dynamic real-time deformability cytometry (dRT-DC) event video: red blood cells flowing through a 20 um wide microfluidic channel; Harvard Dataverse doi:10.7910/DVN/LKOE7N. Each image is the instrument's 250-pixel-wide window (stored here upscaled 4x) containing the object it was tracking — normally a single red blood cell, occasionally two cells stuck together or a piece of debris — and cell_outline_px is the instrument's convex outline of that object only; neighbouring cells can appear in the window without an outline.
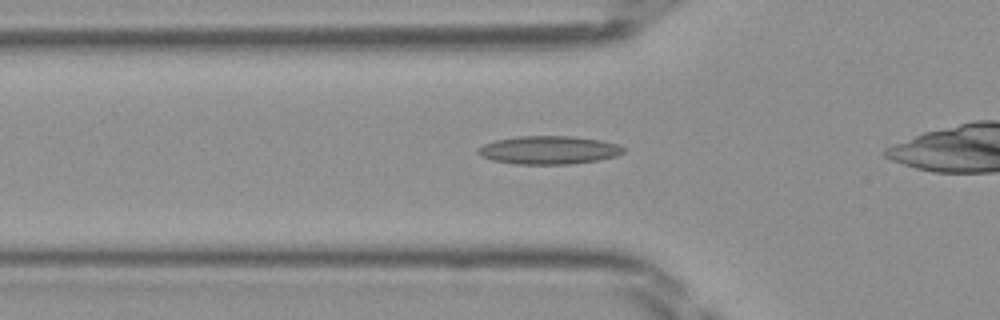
{"species": "Egyptian fruit bat (a non-hibernating species)", "species_latin": "Rousettus aegyptiacus", "temperature_condition": "room temperature", "stored_images_in_passage": 31, "camera_frame_rate_fps": 3000, "um_per_image_px": 0.085, "frame": {"image": 1, "passage_image": 5, "time_ms": 1.333, "image_size_px": [1000, 320], "cell_outline_px": [[624, 152], [616, 156], [600, 160], [572, 164], [516, 164], [492, 160], [480, 156], [476, 152], [476, 148], [484, 144], [496, 140], [520, 136], [572, 136], [600, 140], [616, 144], [624, 148]], "centroid_in_image_um": [46.62, 12.76], "position_along_channel_um": 79.2, "area_um2": 23.99}}
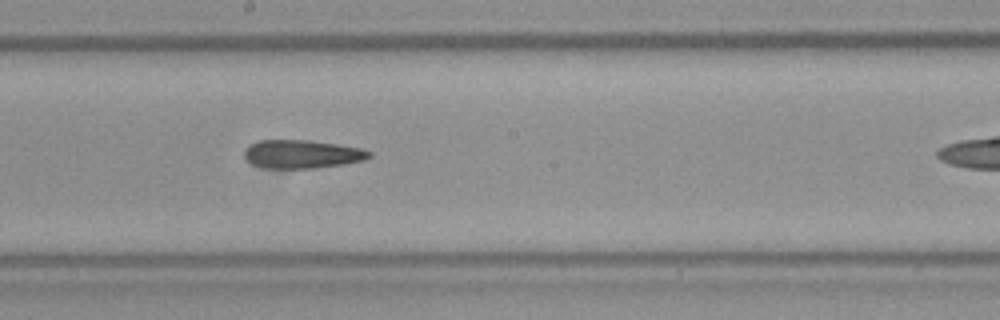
{"frame": {"image": 2, "passage_image": 15, "time_ms": 4.667, "image_size_px": [1000, 320], "cell_outline_px": [[372, 156], [364, 160], [344, 164], [316, 168], [264, 168], [252, 164], [244, 156], [244, 152], [252, 144], [260, 140], [308, 140], [336, 144], [360, 148], [372, 152]], "centroid_in_image_um": [25.7, 13.11], "position_along_channel_um": 222.5, "area_um2": 20.52}}
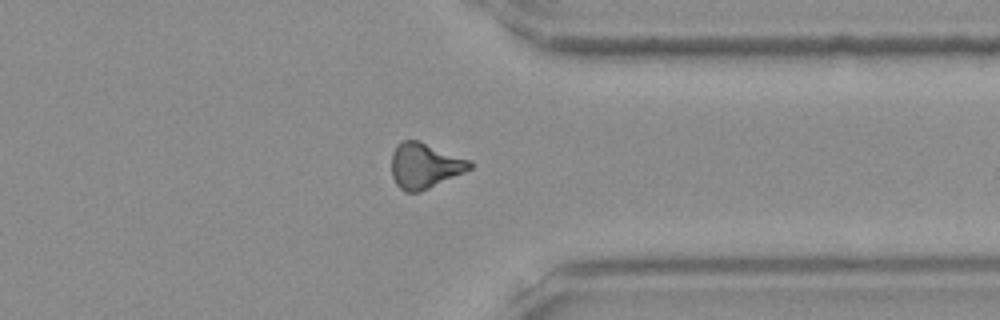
{"frame": {"image": 3, "passage_image": 26, "time_ms": 8.333, "image_size_px": [1000, 320], "cell_outline_px": [[472, 168], [464, 172], [420, 192], [404, 192], [396, 184], [392, 176], [392, 152], [396, 144], [404, 140], [420, 140], [472, 160]], "centroid_in_image_um": [36.1, 14.06], "position_along_channel_um": 375.3, "area_um2": 20.92}}